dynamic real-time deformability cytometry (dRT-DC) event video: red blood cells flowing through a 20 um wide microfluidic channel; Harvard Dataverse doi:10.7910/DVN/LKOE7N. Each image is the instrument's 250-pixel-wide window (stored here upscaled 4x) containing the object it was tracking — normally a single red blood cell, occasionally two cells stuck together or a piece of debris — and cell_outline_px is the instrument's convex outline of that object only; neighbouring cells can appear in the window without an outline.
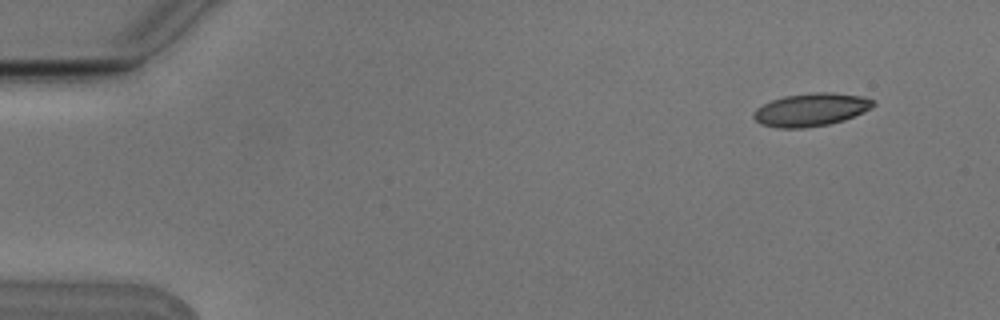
{"species": "Egyptian fruit bat (a non-hibernating species)", "species_latin": "Rousettus aegyptiacus", "temperature_condition": "cold", "stored_images_in_passage": 6, "camera_frame_rate_fps": 3000, "um_per_image_px": 0.085, "animal": {"sex": "male"}, "frame": {"image": 1, "passage_image": 1, "time_ms": 0.0, "image_size_px": [1000, 320], "cell_outline_px": [[876, 104], [872, 108], [864, 112], [844, 120], [828, 124], [804, 128], [780, 128], [760, 124], [752, 116], [752, 112], [756, 108], [772, 100], [784, 96], [812, 92], [832, 92], [864, 96], [876, 100]], "centroid_in_image_um": [68.97, 9.31], "position_along_channel_um": 16.0, "area_um2": 23.24}}
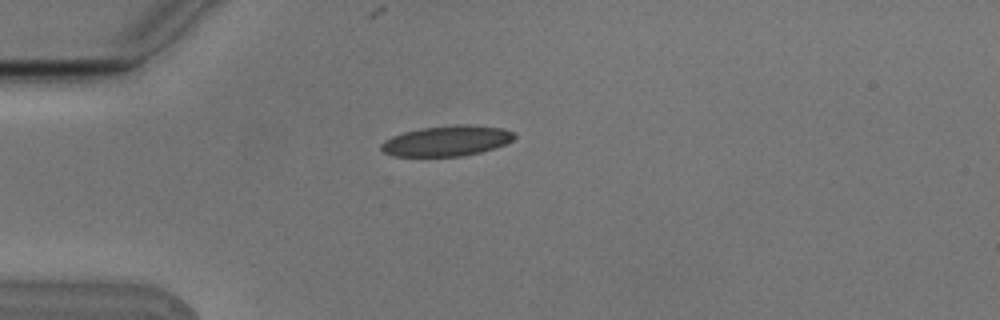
{"frame": {"image": 2, "passage_image": 4, "time_ms": 1.0, "image_size_px": [1000, 320], "cell_outline_px": [[516, 136], [512, 140], [496, 148], [464, 156], [392, 156], [384, 152], [380, 148], [380, 144], [384, 140], [392, 136], [404, 132], [424, 128], [456, 124], [468, 124], [504, 128], [512, 132]], "centroid_in_image_um": [37.98, 11.97], "position_along_channel_um": 47.0, "area_um2": 23.64}}